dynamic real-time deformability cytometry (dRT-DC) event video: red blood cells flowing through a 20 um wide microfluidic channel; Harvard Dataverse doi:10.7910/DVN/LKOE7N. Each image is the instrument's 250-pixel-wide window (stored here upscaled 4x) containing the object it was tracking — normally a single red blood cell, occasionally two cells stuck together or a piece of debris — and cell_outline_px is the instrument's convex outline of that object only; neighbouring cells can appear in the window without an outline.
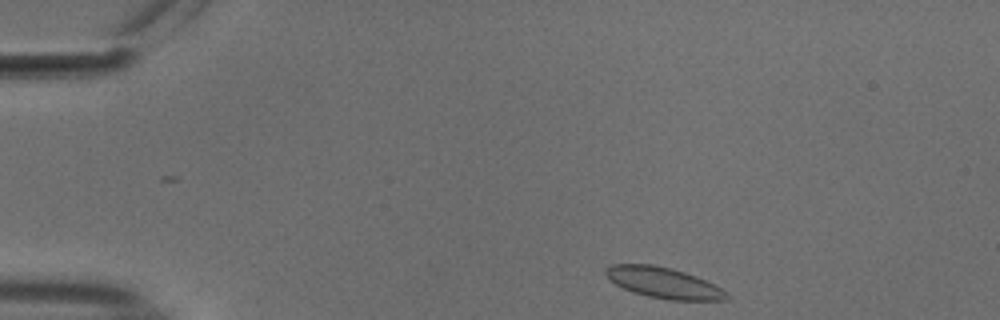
{"species": "common noctule bat (a hibernating species)", "species_latin": "Nyctalus noctula", "temperature_condition": "cold", "stored_images_in_passage": 46, "camera_frame_rate_fps": 3000, "um_per_image_px": 0.085, "animal": {"sex": "male", "body_mass_g": 18.8}, "frame": {"image": 1, "passage_image": 1, "time_ms": 0.0, "image_size_px": [1000, 320], "cell_outline_px": [[728, 296], [724, 300], [668, 300], [648, 296], [632, 292], [616, 284], [604, 272], [604, 268], [612, 264], [652, 264], [672, 268], [696, 276], [728, 292]], "centroid_in_image_um": [56.38, 24.03], "position_along_channel_um": 28.6, "area_um2": 21.5}}
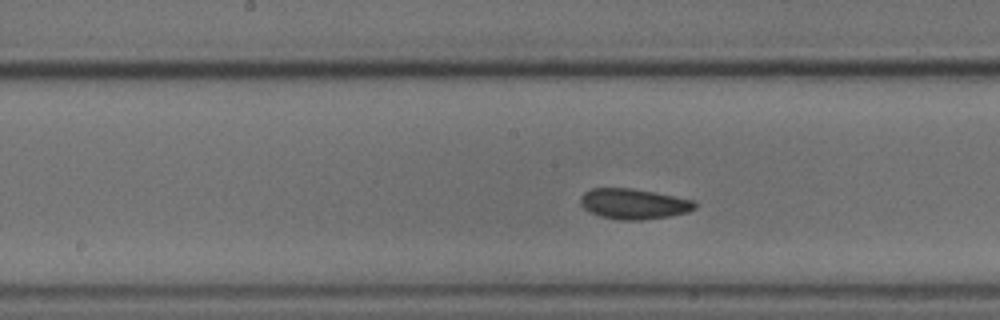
{"frame": {"image": 2, "passage_image": 20, "time_ms": 6.333, "image_size_px": [1000, 320], "cell_outline_px": [[696, 208], [688, 212], [668, 216], [640, 220], [620, 220], [600, 216], [584, 208], [580, 204], [580, 196], [584, 192], [592, 188], [632, 188], [676, 196], [696, 200]], "centroid_in_image_um": [53.88, 17.32], "position_along_channel_um": 194.3, "area_um2": 20.35}}
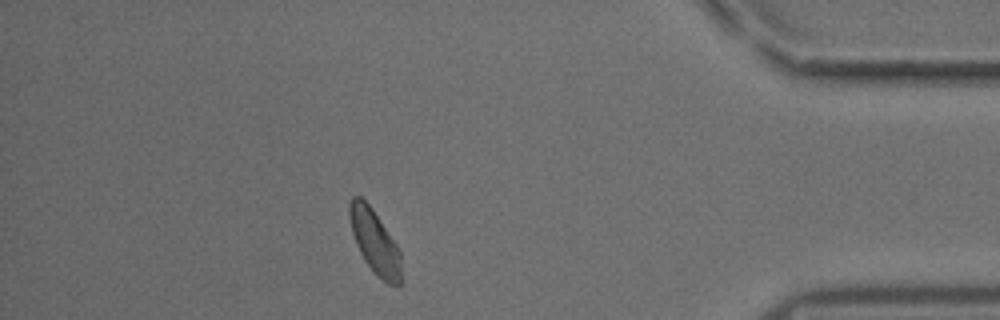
{"frame": {"image": 3, "passage_image": 40, "time_ms": 13.0, "image_size_px": [1000, 320], "cell_outline_px": [[400, 284], [388, 284], [376, 276], [364, 260], [356, 244], [352, 232], [348, 216], [348, 204], [352, 196], [360, 196], [372, 208], [396, 244], [400, 252]], "centroid_in_image_um": [31.81, 20.52], "position_along_channel_um": 403.4, "area_um2": 19.07}, "authors_computed_cell_mechanics": {"area_um2": 19.7387, "velocity_mm_per_s": 3.6926, "shape_relaxation_time_tau1_ms": 4.0459, "shape_relaxation_time_tau2_ms": null, "deformation_change_tau1": 0.0546, "deformation_change_tau2": null}}